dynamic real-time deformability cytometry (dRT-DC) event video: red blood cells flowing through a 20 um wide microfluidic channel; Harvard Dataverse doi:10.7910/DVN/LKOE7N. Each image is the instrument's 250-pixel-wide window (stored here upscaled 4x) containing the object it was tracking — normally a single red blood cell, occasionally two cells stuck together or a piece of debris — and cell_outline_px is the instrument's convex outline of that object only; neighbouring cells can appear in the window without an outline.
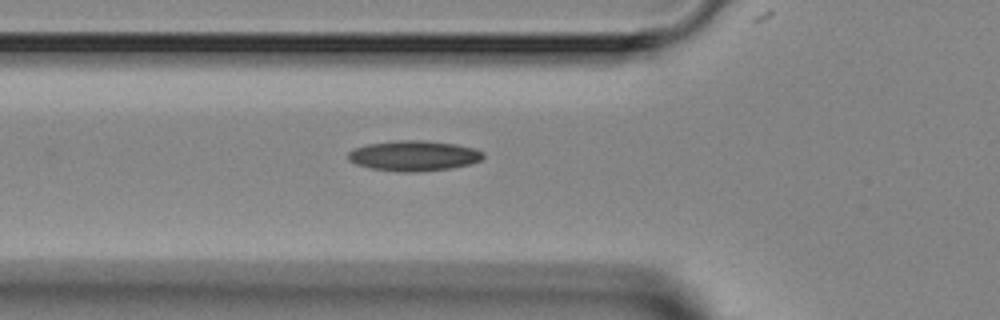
{"species": "Egyptian fruit bat (a non-hibernating species)", "species_latin": "Rousettus aegyptiacus", "temperature_condition": "room temperature", "stored_images_in_passage": 3, "segment_of_instrument_passage": [1, 2], "camera_frame_rate_fps": 3000, "um_per_image_px": 0.085, "animal": {"sex": "female"}, "frame": {"image": 1, "passage_image": 2, "time_ms": 1.333, "image_size_px": [1000, 320], "cell_outline_px": [[484, 156], [480, 160], [468, 164], [448, 168], [416, 172], [400, 172], [372, 168], [356, 164], [348, 160], [348, 152], [352, 148], [368, 144], [396, 140], [424, 140], [456, 144], [472, 148], [484, 152]], "centroid_in_image_um": [35.13, 13.23], "position_along_channel_um": 90.7, "area_um2": 23.76}}